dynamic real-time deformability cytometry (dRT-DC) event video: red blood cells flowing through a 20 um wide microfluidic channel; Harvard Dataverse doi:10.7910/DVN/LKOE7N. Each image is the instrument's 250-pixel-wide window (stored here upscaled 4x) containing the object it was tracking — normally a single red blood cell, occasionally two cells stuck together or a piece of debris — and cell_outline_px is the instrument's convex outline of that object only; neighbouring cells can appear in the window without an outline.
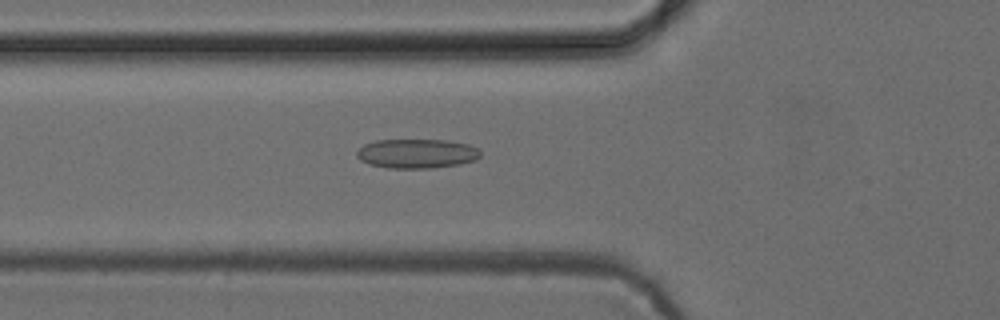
{"species": "common noctule bat (a hibernating species)", "species_latin": "Nyctalus noctula", "temperature_condition": "cold", "stored_images_in_passage": 52, "camera_frame_rate_fps": 3000, "um_per_image_px": 0.085, "animal": {"sex": "female", "body_mass_g": 24.6, "forearm_length_mm": 56.2}, "frame": {"image": 1, "passage_image": 19, "time_ms": 6.0, "image_size_px": [1000, 320], "cell_outline_px": [[480, 156], [476, 160], [460, 164], [428, 168], [388, 168], [368, 164], [360, 160], [356, 156], [356, 152], [364, 144], [376, 140], [444, 140], [468, 144], [476, 148], [480, 152]], "centroid_in_image_um": [35.4, 13.06], "position_along_channel_um": 90.4, "area_um2": 21.1}}
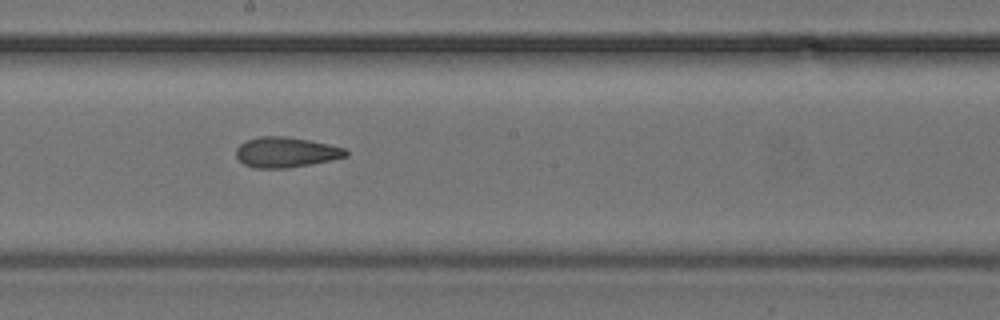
{"frame": {"image": 2, "passage_image": 29, "time_ms": 9.333, "image_size_px": [1000, 320], "cell_outline_px": [[348, 156], [332, 160], [312, 164], [288, 168], [252, 168], [244, 164], [236, 156], [236, 148], [240, 144], [248, 140], [260, 136], [284, 136], [308, 140], [328, 144], [344, 148], [348, 152]], "centroid_in_image_um": [24.3, 12.95], "position_along_channel_um": 223.9, "area_um2": 19.36}}
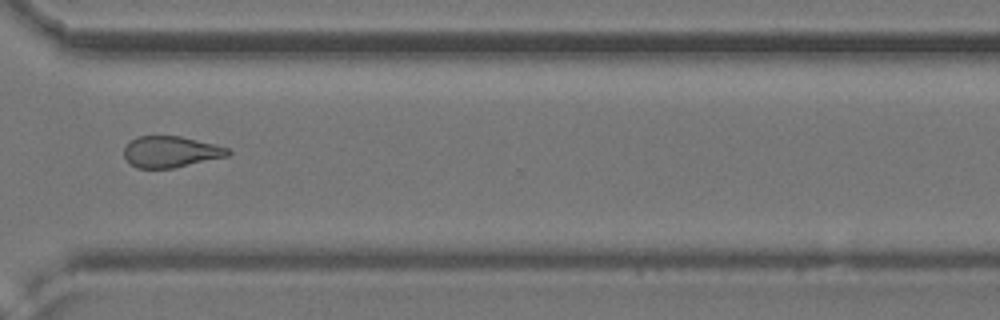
{"frame": {"image": 3, "passage_image": 39, "time_ms": 12.667, "image_size_px": [1000, 320], "cell_outline_px": [[232, 152], [228, 156], [172, 168], [136, 168], [124, 156], [124, 148], [136, 136], [180, 136], [216, 144], [228, 148]], "centroid_in_image_um": [14.53, 12.89], "position_along_channel_um": 356.1, "area_um2": 18.79}}